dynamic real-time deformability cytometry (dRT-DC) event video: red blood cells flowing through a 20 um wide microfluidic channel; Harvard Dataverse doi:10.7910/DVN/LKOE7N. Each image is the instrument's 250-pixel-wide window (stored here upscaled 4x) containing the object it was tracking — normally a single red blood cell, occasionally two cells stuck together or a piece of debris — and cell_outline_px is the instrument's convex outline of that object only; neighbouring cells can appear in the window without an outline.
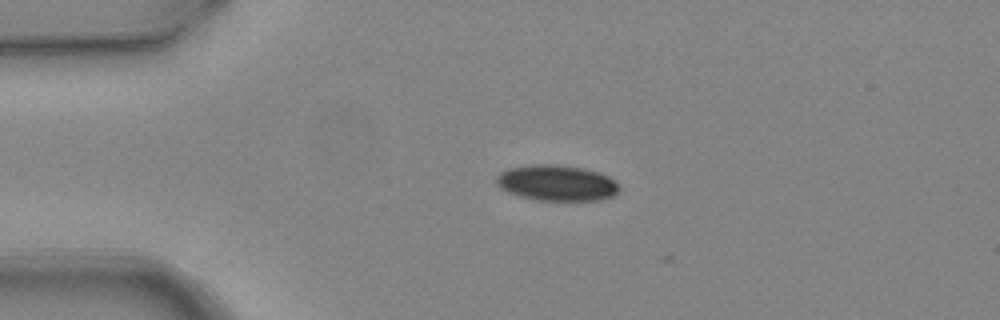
{"species": "common noctule bat (a hibernating species)", "species_latin": "Nyctalus noctula", "temperature_condition": "warm", "stored_images_in_passage": 4, "camera_frame_rate_fps": 3000, "um_per_image_px": 0.085, "animal": {"sex": "female", "body_mass_g": 24.6, "forearm_length_mm": 56.2}, "frame": {"image": 1, "passage_image": 2, "time_ms": 0.333, "image_size_px": [1000, 320], "cell_outline_px": [[620, 192], [612, 196], [600, 200], [536, 200], [520, 196], [508, 192], [500, 188], [496, 184], [496, 176], [500, 172], [508, 168], [536, 164], [552, 164], [584, 168], [608, 176], [620, 184]], "centroid_in_image_um": [47.33, 15.55], "position_along_channel_um": 37.7, "area_um2": 25.72}}